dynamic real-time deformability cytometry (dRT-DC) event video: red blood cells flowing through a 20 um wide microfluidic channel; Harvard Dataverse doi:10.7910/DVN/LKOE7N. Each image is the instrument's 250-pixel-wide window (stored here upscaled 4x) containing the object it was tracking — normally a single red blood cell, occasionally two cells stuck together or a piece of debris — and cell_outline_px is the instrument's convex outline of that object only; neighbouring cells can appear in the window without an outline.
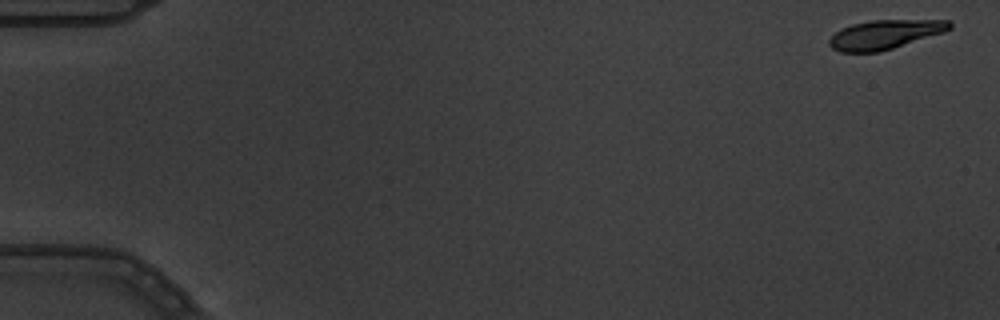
{"species": "common noctule bat (a hibernating species)", "species_latin": "Nyctalus noctula", "temperature_condition": "warm", "stored_images_in_passage": 5, "camera_frame_rate_fps": 3000, "um_per_image_px": 0.085, "animal": {"sex": "male", "body_mass_g": 19.5, "forearm_length_mm": 54.6}, "frame": {"image": 1, "passage_image": 1, "time_ms": 0.0, "image_size_px": [1000, 320], "cell_outline_px": [[952, 28], [944, 32], [880, 52], [840, 52], [832, 48], [828, 44], [828, 40], [840, 28], [852, 24], [872, 20], [948, 20], [952, 24]], "centroid_in_image_um": [75.19, 2.93], "position_along_channel_um": 9.8, "area_um2": 20.4}}